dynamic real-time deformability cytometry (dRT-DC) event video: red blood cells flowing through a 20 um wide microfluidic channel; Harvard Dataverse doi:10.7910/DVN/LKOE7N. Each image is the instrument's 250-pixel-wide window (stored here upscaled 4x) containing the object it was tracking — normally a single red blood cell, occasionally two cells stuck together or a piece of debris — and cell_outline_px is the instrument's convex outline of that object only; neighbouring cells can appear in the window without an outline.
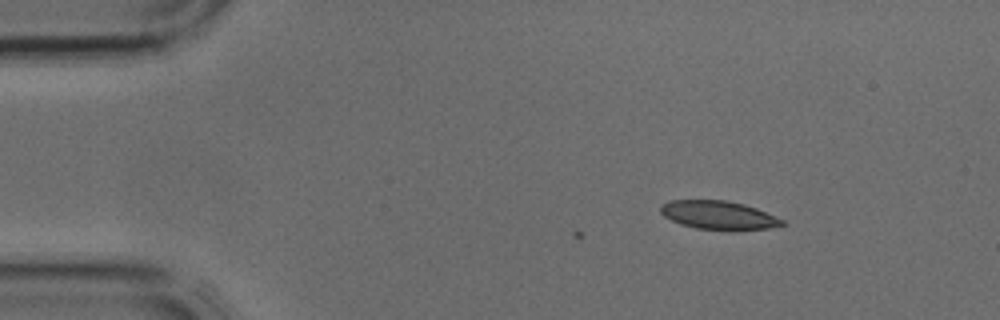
{"species": "common noctule bat (a hibernating species)", "species_latin": "Nyctalus noctula", "temperature_condition": "cold", "stored_images_in_passage": 2, "camera_frame_rate_fps": 3000, "um_per_image_px": 0.085, "animal": {"sex": "male", "body_mass_g": 17.9, "forearm_length_mm": 54.2}, "frame": {"image": 1, "passage_image": 2, "time_ms": 0.333, "image_size_px": [1000, 320], "cell_outline_px": [[788, 224], [768, 228], [736, 232], [728, 232], [696, 228], [680, 224], [664, 216], [660, 212], [660, 204], [668, 200], [724, 200], [744, 204], [756, 208], [784, 220]], "centroid_in_image_um": [61.09, 18.32], "position_along_channel_um": 23.9, "area_um2": 20.81}}